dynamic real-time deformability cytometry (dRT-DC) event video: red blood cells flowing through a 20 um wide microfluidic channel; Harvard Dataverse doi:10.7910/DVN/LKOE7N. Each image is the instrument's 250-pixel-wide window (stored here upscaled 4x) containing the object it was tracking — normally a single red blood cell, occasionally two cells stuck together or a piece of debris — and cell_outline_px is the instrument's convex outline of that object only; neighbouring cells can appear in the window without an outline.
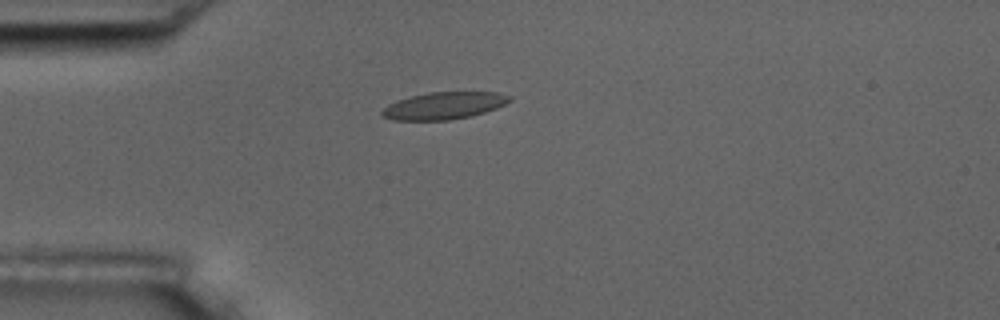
{"species": "common noctule bat (a hibernating species)", "species_latin": "Nyctalus noctula", "temperature_condition": "room temperature", "stored_images_in_passage": 1, "camera_frame_rate_fps": 3000, "um_per_image_px": 0.085, "animal": {"sex": "male", "body_mass_g": 17.5, "forearm_length_mm": 52.3}, "frame": {"image": 1, "passage_image": 1, "time_ms": 0.0, "image_size_px": [1000, 320], "cell_outline_px": [[512, 100], [496, 108], [484, 112], [468, 116], [448, 120], [392, 120], [380, 116], [380, 112], [388, 104], [396, 100], [428, 92], [500, 92], [512, 96]], "centroid_in_image_um": [37.71, 8.97], "position_along_channel_um": 47.3, "area_um2": 20.23}}